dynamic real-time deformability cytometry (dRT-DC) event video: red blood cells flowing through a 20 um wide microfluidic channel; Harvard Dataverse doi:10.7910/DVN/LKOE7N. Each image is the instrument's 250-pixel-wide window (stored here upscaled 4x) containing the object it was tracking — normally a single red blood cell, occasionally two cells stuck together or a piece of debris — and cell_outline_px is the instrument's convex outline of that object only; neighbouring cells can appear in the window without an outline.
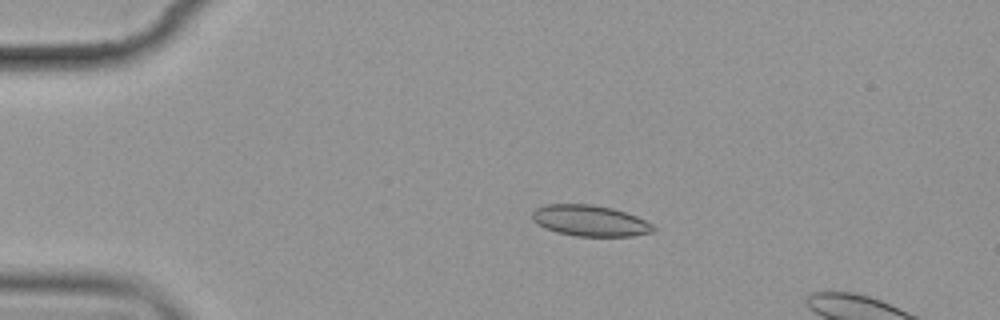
{"species": "common noctule bat (a hibernating species)", "species_latin": "Nyctalus noctula", "temperature_condition": "cold", "stored_images_in_passage": 6, "camera_frame_rate_fps": 3000, "um_per_image_px": 0.085, "animal": {"sex": "female", "body_mass_g": 19.9}, "frame": {"image": 1, "passage_image": 4, "time_ms": 3.667, "image_size_px": [1000, 320], "cell_outline_px": [[656, 232], [632, 236], [576, 236], [556, 232], [544, 228], [532, 220], [532, 212], [536, 208], [548, 204], [592, 204], [612, 208], [636, 216], [652, 224], [656, 228]], "centroid_in_image_um": [50.15, 18.76], "position_along_channel_um": 34.8, "area_um2": 21.96}}